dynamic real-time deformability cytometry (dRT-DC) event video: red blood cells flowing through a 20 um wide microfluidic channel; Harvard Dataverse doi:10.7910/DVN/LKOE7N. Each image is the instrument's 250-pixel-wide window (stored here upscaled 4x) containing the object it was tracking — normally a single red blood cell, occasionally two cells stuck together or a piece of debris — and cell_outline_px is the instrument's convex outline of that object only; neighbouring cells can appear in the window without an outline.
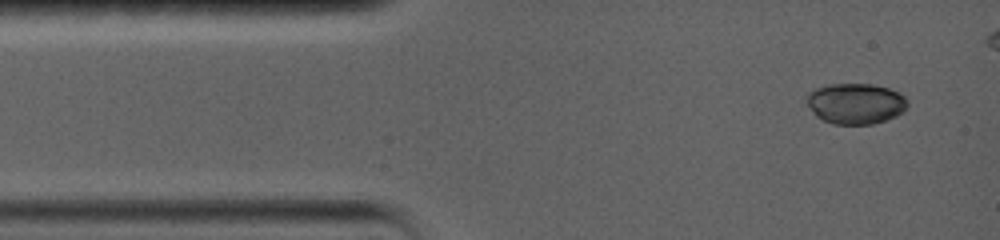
{"species": "common noctule bat (a hibernating species)", "species_latin": "Nyctalus noctula", "temperature_condition": "warm", "stored_images_in_passage": 30, "camera_frame_rate_fps": 5000, "um_per_image_px": 0.085, "animal": {"sex": "female", "body_mass_g": 19.0, "forearm_length_mm": 56.7}, "frame": {"image": 1, "passage_image": 1, "time_ms": 0.0, "image_size_px": [1000, 240], "cell_outline_px": [[908, 104], [904, 112], [896, 116], [872, 124], [832, 124], [816, 116], [804, 100], [808, 92], [816, 88], [828, 84], [872, 84], [888, 88], [900, 92], [908, 100]], "centroid_in_image_um": [72.72, 8.79], "position_along_channel_um": 12.3, "area_um2": 24.16}}
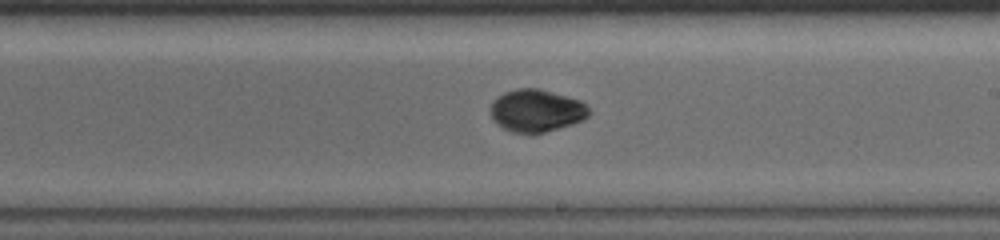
{"frame": {"image": 2, "passage_image": 19, "time_ms": 8.0, "image_size_px": [1000, 240], "cell_outline_px": [[592, 112], [584, 120], [572, 124], [532, 136], [512, 132], [496, 124], [492, 120], [488, 112], [492, 100], [504, 92], [516, 88], [536, 88], [580, 100], [588, 104]], "centroid_in_image_um": [45.57, 9.43], "position_along_channel_um": 243.4, "area_um2": 25.09}}
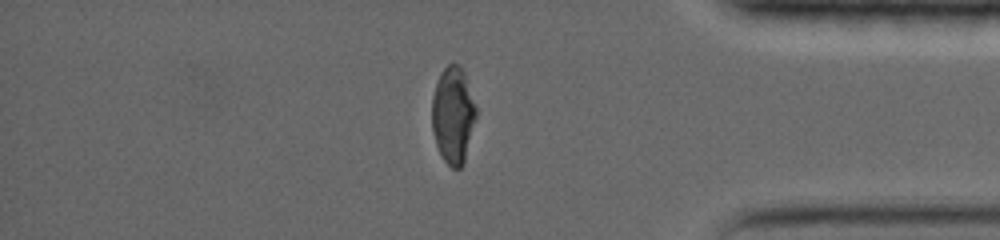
{"frame": {"image": 3, "passage_image": 30, "time_ms": 12.8, "image_size_px": [1000, 240], "cell_outline_px": [[476, 116], [464, 164], [460, 168], [452, 168], [444, 160], [436, 144], [432, 128], [432, 96], [440, 72], [452, 60], [460, 64], [464, 72], [476, 108]], "centroid_in_image_um": [38.5, 9.75], "position_along_channel_um": 396.7, "area_um2": 24.91}, "authors_computed_cell_mechanics": {"area_um2": 24.6228, "velocity_mm_per_s": 3.6141, "shape_relaxation_time_tau1_ms": 5.7894, "shape_relaxation_time_tau2_ms": null, "deformation_change_tau1": 0.2287, "deformation_change_tau2": null}}